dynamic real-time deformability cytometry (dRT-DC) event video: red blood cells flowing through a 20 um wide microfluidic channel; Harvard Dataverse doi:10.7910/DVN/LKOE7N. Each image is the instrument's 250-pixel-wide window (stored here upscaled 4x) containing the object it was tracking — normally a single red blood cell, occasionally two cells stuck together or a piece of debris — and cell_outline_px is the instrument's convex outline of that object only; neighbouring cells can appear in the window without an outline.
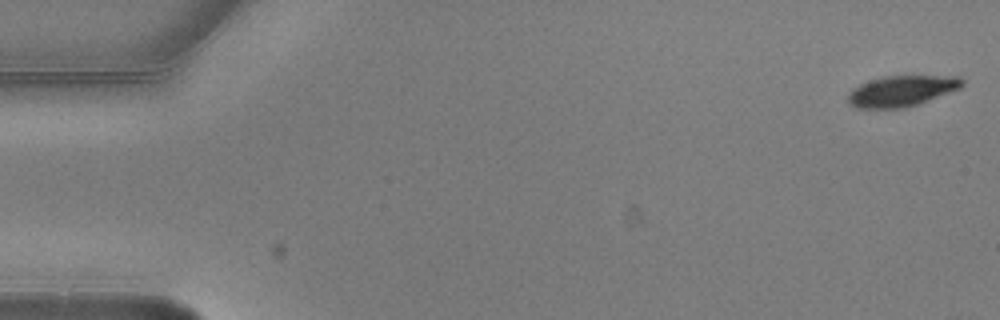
{"species": "common noctule bat (a hibernating species)", "species_latin": "Nyctalus noctula", "temperature_condition": "warm", "stored_images_in_passage": 5, "camera_frame_rate_fps": 3000, "um_per_image_px": 0.085, "animal": {"sex": "male", "body_mass_g": 20.5, "forearm_length_mm": 52.5}, "frame": {"image": 1, "passage_image": 1, "time_ms": 0.0, "image_size_px": [1000, 320], "cell_outline_px": [[964, 84], [960, 88], [920, 104], [904, 108], [856, 108], [848, 104], [848, 96], [852, 88], [860, 84], [880, 76], [960, 76], [964, 80]], "centroid_in_image_um": [76.64, 7.73], "position_along_channel_um": 8.4, "area_um2": 20.69}}
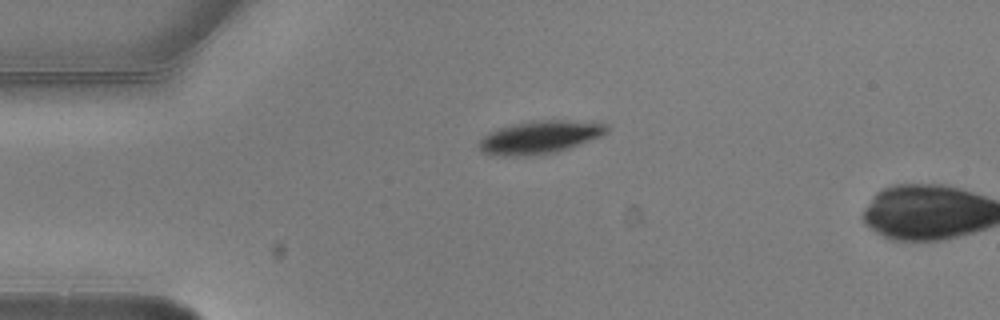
{"frame": {"image": 2, "passage_image": 4, "time_ms": 1.0, "image_size_px": [1000, 320], "cell_outline_px": [[608, 132], [600, 136], [568, 148], [552, 152], [524, 156], [504, 156], [484, 152], [476, 144], [488, 132], [496, 128], [512, 124], [532, 120], [564, 120], [608, 124]], "centroid_in_image_um": [45.83, 11.64], "position_along_channel_um": 39.2, "area_um2": 24.22}}